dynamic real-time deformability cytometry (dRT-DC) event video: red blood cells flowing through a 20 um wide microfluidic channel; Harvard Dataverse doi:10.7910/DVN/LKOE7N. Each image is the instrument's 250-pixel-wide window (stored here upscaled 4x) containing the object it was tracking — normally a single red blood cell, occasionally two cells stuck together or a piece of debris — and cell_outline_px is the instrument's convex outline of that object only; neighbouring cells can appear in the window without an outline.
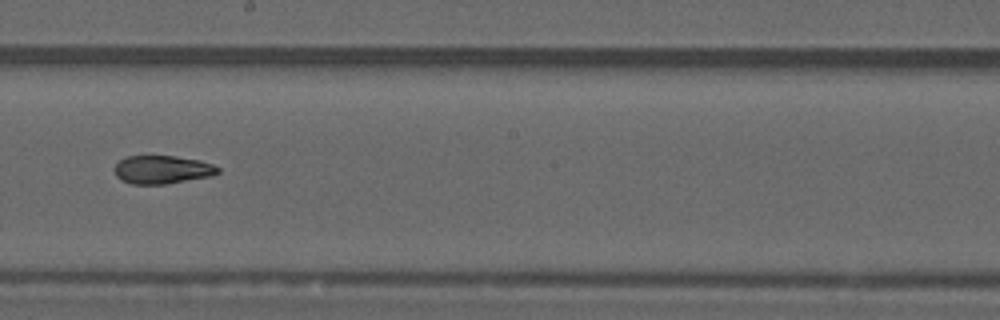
{"species": "common noctule bat (a hibernating species)", "species_latin": "Nyctalus noctula", "temperature_condition": "warm", "stored_images_in_passage": 37, "camera_frame_rate_fps": 3000, "um_per_image_px": 0.085, "animal": {"sex": "male", "forearm_length_mm": 52.5}, "frame": {"image": 1, "passage_image": 16, "time_ms": 5.0, "image_size_px": [1000, 320], "cell_outline_px": [[220, 172], [212, 176], [164, 184], [132, 184], [120, 180], [116, 176], [116, 164], [120, 160], [128, 156], [176, 156], [200, 160], [212, 164], [220, 168]], "centroid_in_image_um": [13.82, 14.42], "position_along_channel_um": 234.4, "area_um2": 16.99}}
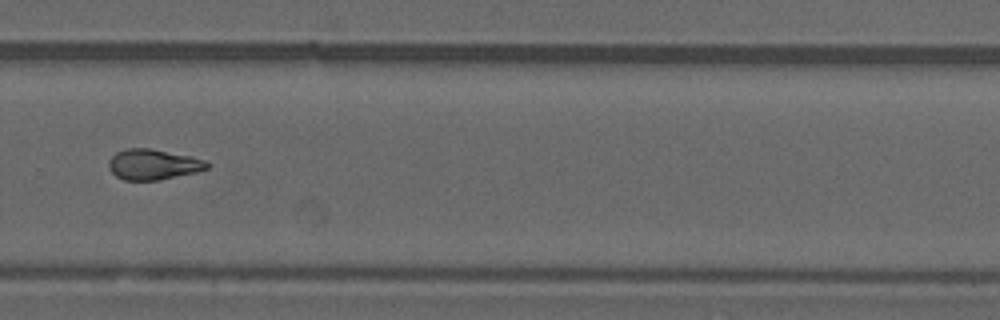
{"frame": {"image": 2, "passage_image": 22, "time_ms": 7.0, "image_size_px": [1000, 320], "cell_outline_px": [[212, 164], [208, 168], [196, 172], [160, 180], [124, 180], [116, 176], [108, 168], [108, 160], [116, 152], [128, 148], [148, 148], [188, 156], [204, 160]], "centroid_in_image_um": [13.0, 13.98], "position_along_channel_um": 316.8, "area_um2": 17.4}, "authors_computed_cell_mechanics": {"area_um2": 17.3978, "velocity_mm_per_s": 4.1306, "shape_relaxation_time_tau1_ms": null, "shape_relaxation_time_tau2_ms": 4.2818, "deformation_change_tau1": null, "deformation_change_tau2": 0.1024}}